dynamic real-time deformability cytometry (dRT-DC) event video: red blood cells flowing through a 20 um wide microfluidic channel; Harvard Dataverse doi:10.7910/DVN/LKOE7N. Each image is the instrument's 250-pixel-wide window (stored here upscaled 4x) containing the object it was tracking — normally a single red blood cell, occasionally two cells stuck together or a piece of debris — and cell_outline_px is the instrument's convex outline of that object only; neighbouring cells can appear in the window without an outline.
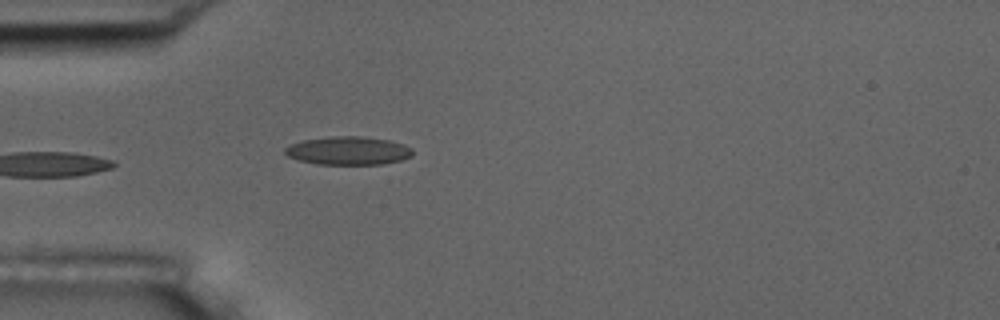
{"species": "common noctule bat (a hibernating species)", "species_latin": "Nyctalus noctula", "temperature_condition": "room temperature", "stored_images_in_passage": 6, "camera_frame_rate_fps": 3000, "um_per_image_px": 0.085, "animal": {"sex": "male", "body_mass_g": 17.5, "forearm_length_mm": 52.3}, "frame": {"image": 1, "passage_image": 6, "time_ms": 6.0, "image_size_px": [1000, 320], "cell_outline_px": [[412, 156], [400, 160], [384, 164], [316, 164], [300, 160], [288, 156], [284, 152], [284, 148], [288, 144], [300, 140], [332, 136], [360, 136], [388, 140], [404, 144], [412, 148]], "centroid_in_image_um": [29.57, 12.8], "position_along_channel_um": 55.4, "area_um2": 21.15}}